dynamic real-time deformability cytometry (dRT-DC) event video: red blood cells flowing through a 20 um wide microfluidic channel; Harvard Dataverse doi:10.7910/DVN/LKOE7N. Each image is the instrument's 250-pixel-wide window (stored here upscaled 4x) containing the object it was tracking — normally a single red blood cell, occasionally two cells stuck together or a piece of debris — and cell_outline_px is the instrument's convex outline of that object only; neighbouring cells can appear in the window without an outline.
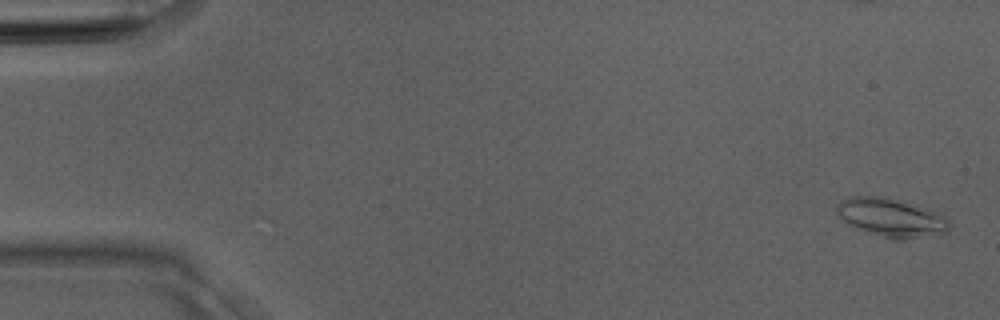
{"species": "Egyptian fruit bat (a non-hibernating species)", "species_latin": "Rousettus aegyptiacus", "temperature_condition": "room temperature", "stored_images_in_passage": 4, "camera_frame_rate_fps": 3000, "um_per_image_px": 0.085, "animal": {"sex": "male"}, "frame": {"image": 1, "passage_image": 1, "time_ms": 0.0, "image_size_px": [1000, 320], "cell_outline_px": [[948, 228], [944, 232], [904, 240], [892, 240], [856, 228], [848, 224], [836, 212], [836, 204], [840, 200], [848, 196], [880, 196], [904, 200], [928, 208], [948, 216]], "centroid_in_image_um": [75.74, 18.47], "position_along_channel_um": 9.3, "area_um2": 25.55}}